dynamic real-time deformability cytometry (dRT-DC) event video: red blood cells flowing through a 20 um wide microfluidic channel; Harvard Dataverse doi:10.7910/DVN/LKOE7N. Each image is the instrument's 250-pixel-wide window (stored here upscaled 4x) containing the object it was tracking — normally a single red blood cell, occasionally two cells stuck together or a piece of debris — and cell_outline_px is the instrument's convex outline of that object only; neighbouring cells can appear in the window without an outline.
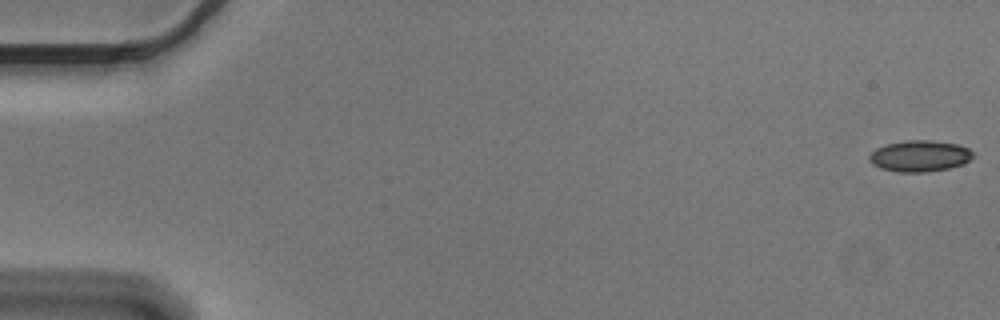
{"species": "Egyptian fruit bat (a non-hibernating species)", "species_latin": "Rousettus aegyptiacus", "temperature_condition": "cold", "stored_images_in_passage": 4, "camera_frame_rate_fps": 3000, "um_per_image_px": 0.085, "animal": {"sex": "male"}, "frame": {"image": 1, "passage_image": 1, "time_ms": 0.0, "image_size_px": [1000, 320], "cell_outline_px": [[972, 156], [964, 164], [948, 168], [924, 172], [896, 172], [880, 168], [872, 164], [868, 160], [868, 156], [876, 148], [888, 144], [908, 140], [932, 140], [960, 144], [968, 148], [972, 152]], "centroid_in_image_um": [78.16, 13.26], "position_along_channel_um": 6.8, "area_um2": 18.9}}